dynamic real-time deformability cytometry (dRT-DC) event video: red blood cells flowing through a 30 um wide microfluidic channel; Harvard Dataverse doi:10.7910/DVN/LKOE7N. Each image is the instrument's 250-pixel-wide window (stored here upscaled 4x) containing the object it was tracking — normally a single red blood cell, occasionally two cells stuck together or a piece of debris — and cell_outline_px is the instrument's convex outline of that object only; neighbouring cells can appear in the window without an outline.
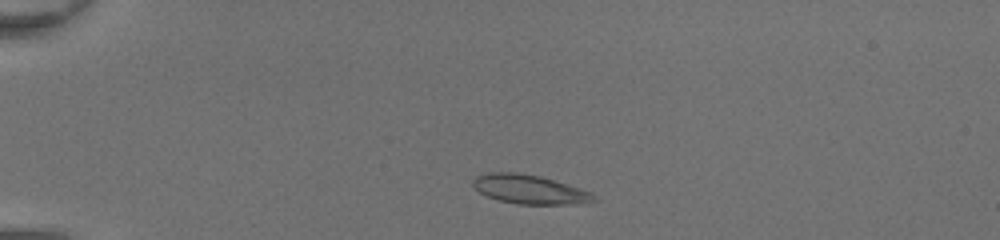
{"species": "common noctule bat (a hibernating species)", "species_latin": "Nyctalus noctula", "temperature_condition": "room temperature", "stored_images_in_passage": 40, "camera_frame_rate_fps": 3000, "um_per_image_px": 0.085, "animal": {"sex": "female", "body_mass_g": 20.0, "forearm_length_mm": 54.0}, "frame": {"image": 1, "passage_image": 4, "time_ms": 1.0, "image_size_px": [1000, 240], "cell_outline_px": [[600, 200], [568, 204], [516, 204], [500, 200], [488, 196], [480, 192], [472, 184], [472, 180], [476, 176], [484, 172], [516, 172], [540, 176], [580, 188], [592, 192]], "centroid_in_image_um": [45.0, 16.08], "position_along_channel_um": 40.0, "area_um2": 20.4}}
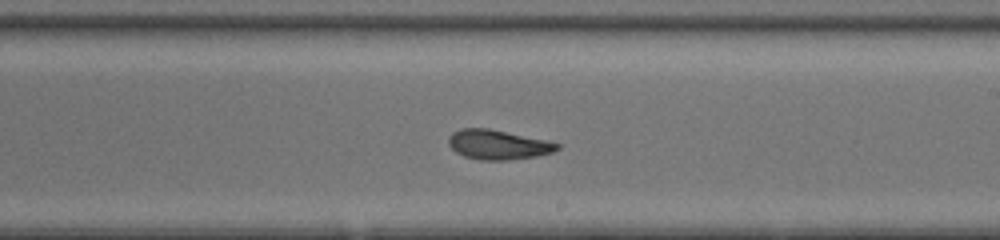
{"frame": {"image": 2, "passage_image": 22, "time_ms": 7.0, "image_size_px": [1000, 240], "cell_outline_px": [[560, 148], [552, 152], [536, 156], [508, 160], [480, 160], [464, 156], [456, 152], [448, 144], [448, 136], [452, 132], [460, 128], [488, 128], [544, 140], [560, 144]], "centroid_in_image_um": [42.28, 12.29], "position_along_channel_um": 246.7, "area_um2": 18.61}}
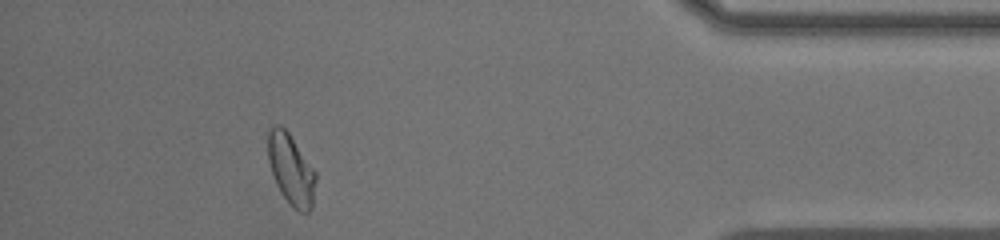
{"frame": {"image": 3, "passage_image": 36, "time_ms": 11.667, "image_size_px": [1000, 240], "cell_outline_px": [[316, 180], [312, 208], [308, 212], [300, 212], [292, 208], [276, 184], [268, 160], [268, 128], [272, 124], [280, 124], [288, 132], [316, 172]], "centroid_in_image_um": [24.73, 14.39], "position_along_channel_um": 410.5, "area_um2": 19.71}, "authors_computed_cell_mechanics": {"area_um2": 19.6231, "velocity_mm_per_s": 4.3832, "shape_relaxation_time_tau1_ms": 6.9899, "shape_relaxation_time_tau2_ms": 2.1693, "deformation_change_tau1": 0.178, "deformation_change_tau2": 0.0708}}